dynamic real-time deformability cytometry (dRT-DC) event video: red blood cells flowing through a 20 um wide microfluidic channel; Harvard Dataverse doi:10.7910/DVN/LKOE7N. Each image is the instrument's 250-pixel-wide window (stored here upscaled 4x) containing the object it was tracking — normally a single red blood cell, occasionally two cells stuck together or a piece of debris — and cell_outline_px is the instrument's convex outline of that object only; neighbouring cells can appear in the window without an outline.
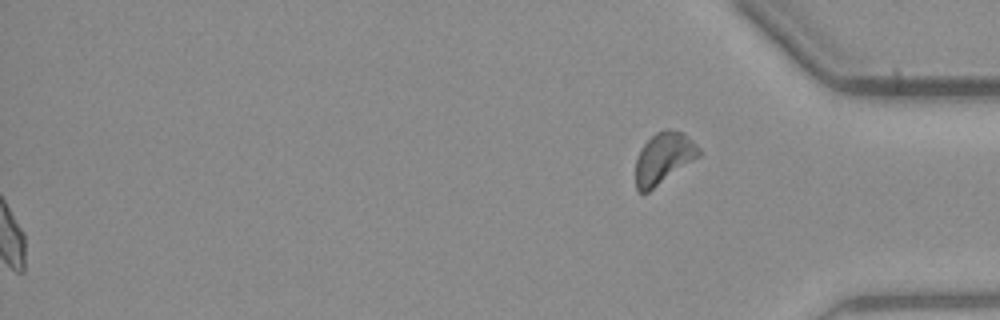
{"species": "common noctule bat (a hibernating species)", "species_latin": "Nyctalus noctula", "temperature_condition": "warm", "stored_images_in_passage": 45, "segment_of_instrument_passage": [2, 2], "camera_frame_rate_fps": 3000, "um_per_image_px": 0.085, "animal": {"sex": "male", "body_mass_g": 23.1, "forearm_length_mm": 52.7}, "frame": {"image": 1, "passage_image": 45, "time_ms": 14.667, "image_size_px": [1000, 320], "cell_outline_px": [[700, 156], [648, 192], [640, 192], [636, 188], [636, 160], [640, 148], [656, 132], [664, 128], [668, 128], [680, 132], [692, 140], [700, 148]], "centroid_in_image_um": [56.4, 13.43], "position_along_channel_um": 378.8, "area_um2": 18.73}}